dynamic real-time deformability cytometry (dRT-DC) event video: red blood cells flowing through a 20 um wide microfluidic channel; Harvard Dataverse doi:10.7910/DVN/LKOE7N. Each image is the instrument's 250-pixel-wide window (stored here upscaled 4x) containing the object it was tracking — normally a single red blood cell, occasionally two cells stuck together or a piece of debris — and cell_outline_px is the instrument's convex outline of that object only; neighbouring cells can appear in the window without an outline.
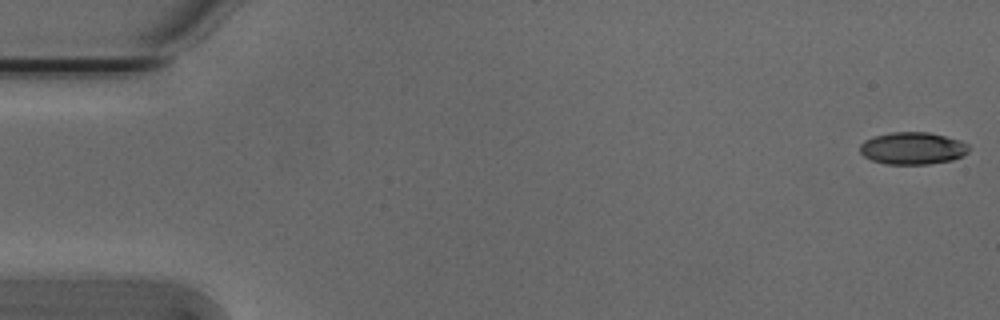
{"species": "Egyptian fruit bat (a non-hibernating species)", "species_latin": "Rousettus aegyptiacus", "temperature_condition": "cold", "stored_images_in_passage": 7, "camera_frame_rate_fps": 3000, "um_per_image_px": 0.085, "animal": {"sex": "male"}, "frame": {"image": 1, "passage_image": 1, "time_ms": 0.0, "image_size_px": [1000, 320], "cell_outline_px": [[968, 152], [964, 156], [952, 160], [928, 164], [884, 164], [872, 160], [864, 156], [860, 152], [860, 144], [864, 140], [872, 136], [892, 132], [928, 132], [960, 140], [968, 144]], "centroid_in_image_um": [77.56, 12.6], "position_along_channel_um": 7.4, "area_um2": 20.58}}